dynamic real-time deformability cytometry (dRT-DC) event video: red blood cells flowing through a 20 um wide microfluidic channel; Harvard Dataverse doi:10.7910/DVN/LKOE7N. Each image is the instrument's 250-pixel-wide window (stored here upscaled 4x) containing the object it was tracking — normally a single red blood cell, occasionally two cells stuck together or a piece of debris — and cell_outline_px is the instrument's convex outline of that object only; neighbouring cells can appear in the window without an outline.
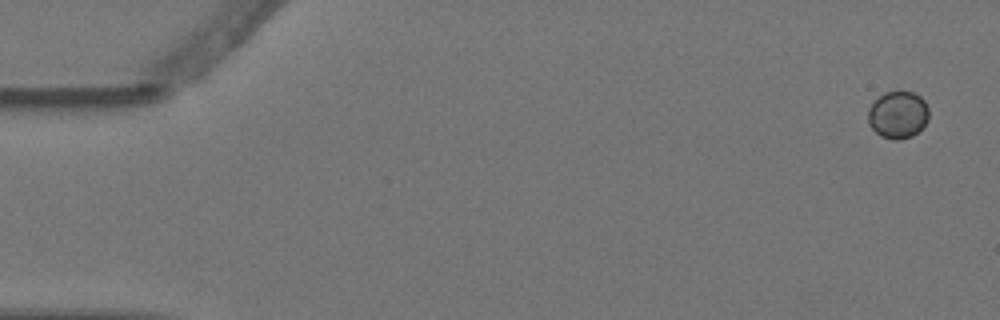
{"species": "Egyptian fruit bat (a non-hibernating species)", "species_latin": "Rousettus aegyptiacus", "temperature_condition": "warm", "stored_images_in_passage": 5, "camera_frame_rate_fps": 3000, "um_per_image_px": 0.085, "animal": {"sex": "female"}, "frame": {"image": 1, "passage_image": 1, "time_ms": 0.0, "image_size_px": [1000, 320], "cell_outline_px": [[928, 120], [912, 136], [900, 140], [896, 140], [880, 136], [868, 124], [868, 108], [884, 92], [912, 92], [920, 96], [924, 100], [928, 108]], "centroid_in_image_um": [76.31, 9.76], "position_along_channel_um": 8.7, "area_um2": 16.59}}
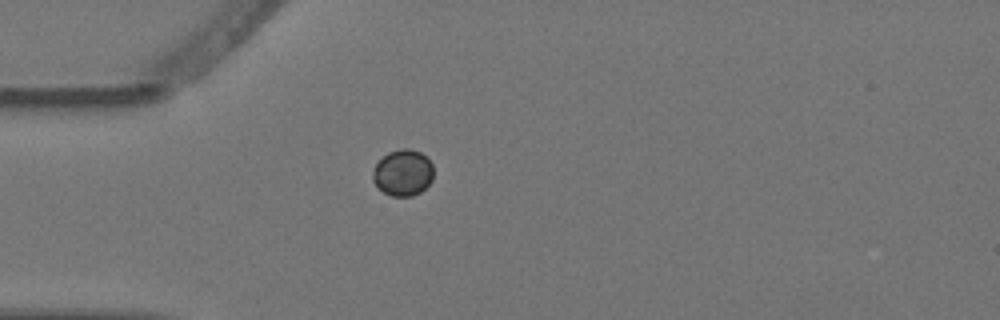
{"frame": {"image": 2, "passage_image": 5, "time_ms": 1.333, "image_size_px": [1000, 320], "cell_outline_px": [[432, 180], [420, 192], [412, 196], [392, 196], [384, 192], [372, 180], [372, 172], [376, 164], [388, 152], [400, 148], [408, 148], [420, 152], [428, 156], [432, 164]], "centroid_in_image_um": [34.26, 14.66], "position_along_channel_um": 50.7, "area_um2": 16.36}}